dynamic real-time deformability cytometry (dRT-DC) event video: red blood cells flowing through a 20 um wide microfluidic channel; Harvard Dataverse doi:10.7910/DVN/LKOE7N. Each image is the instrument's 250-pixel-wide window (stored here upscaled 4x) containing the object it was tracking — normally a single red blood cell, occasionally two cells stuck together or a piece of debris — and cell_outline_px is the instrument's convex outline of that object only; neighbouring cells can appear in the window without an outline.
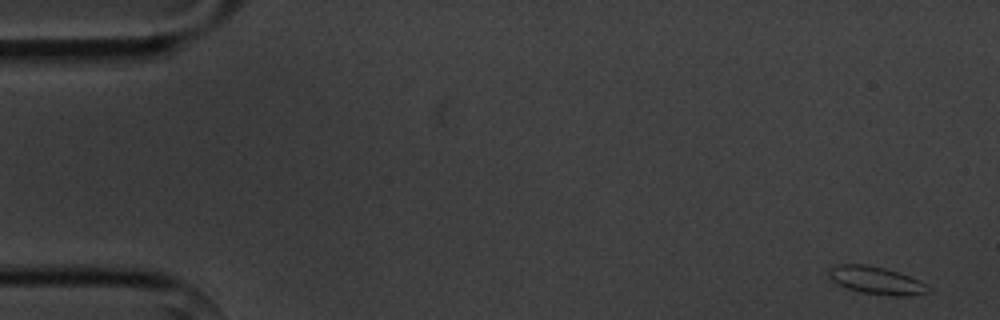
{"species": "common noctule bat (a hibernating species)", "species_latin": "Nyctalus noctula", "temperature_condition": "cold", "stored_images_in_passage": 5, "camera_frame_rate_fps": 3000, "um_per_image_px": 0.085, "animal": {"sex": "male", "body_mass_g": 20.1, "forearm_length_mm": 53.5}, "frame": {"image": 1, "passage_image": 1, "time_ms": 0.0, "image_size_px": [1000, 320], "cell_outline_px": [[932, 292], [912, 296], [892, 296], [860, 292], [836, 284], [828, 276], [828, 272], [832, 268], [840, 264], [868, 264], [884, 268], [908, 276], [932, 288]], "centroid_in_image_um": [74.5, 23.85], "position_along_channel_um": 10.5, "area_um2": 15.95}}
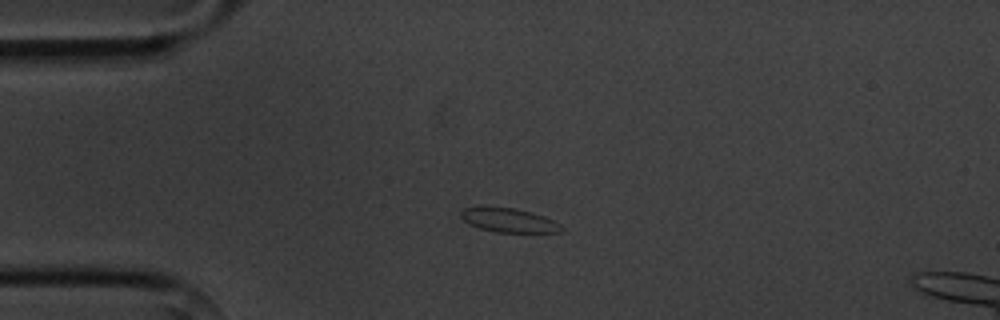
{"frame": {"image": 2, "passage_image": 4, "time_ms": 3.667, "image_size_px": [1000, 320], "cell_outline_px": [[564, 228], [560, 232], [496, 232], [480, 228], [468, 224], [460, 216], [460, 212], [464, 208], [480, 204], [516, 208], [532, 212], [544, 216], [560, 224]], "centroid_in_image_um": [43.17, 18.67], "position_along_channel_um": 41.8, "area_um2": 14.57}}